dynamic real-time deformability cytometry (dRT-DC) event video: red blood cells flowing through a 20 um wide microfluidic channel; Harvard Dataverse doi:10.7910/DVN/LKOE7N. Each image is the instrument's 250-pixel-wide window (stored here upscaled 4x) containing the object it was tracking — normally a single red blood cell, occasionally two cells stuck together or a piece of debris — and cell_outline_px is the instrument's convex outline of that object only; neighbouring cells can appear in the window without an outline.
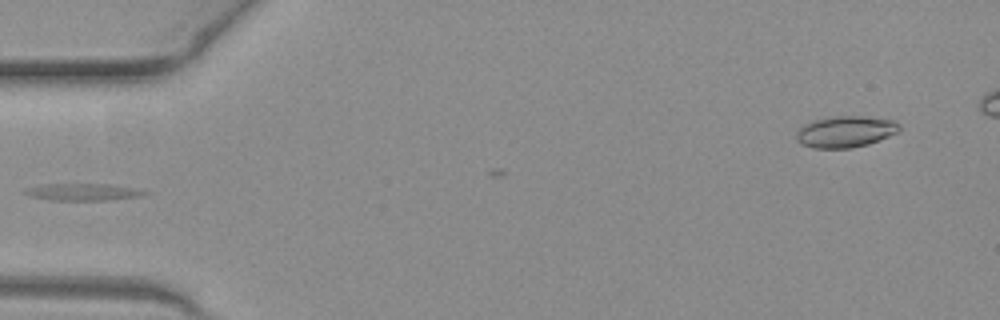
{"species": "common noctule bat (a hibernating species)", "species_latin": "Nyctalus noctula", "temperature_condition": "warm", "stored_images_in_passage": 29, "camera_frame_rate_fps": 3000, "um_per_image_px": 0.085, "animal": {"sex": "female", "body_mass_g": 19.3, "forearm_length_mm": 54.1}, "frame": {"image": 1, "passage_image": 1, "time_ms": 0.0, "image_size_px": [1000, 320], "cell_outline_px": [[152, 192], [140, 196], [108, 200], [48, 200], [28, 196], [20, 192], [24, 188], [44, 184], [108, 184], [132, 188]], "centroid_in_image_um": [6.95, 16.32], "position_along_channel_um": 78.0, "area_um2": 11.96}}
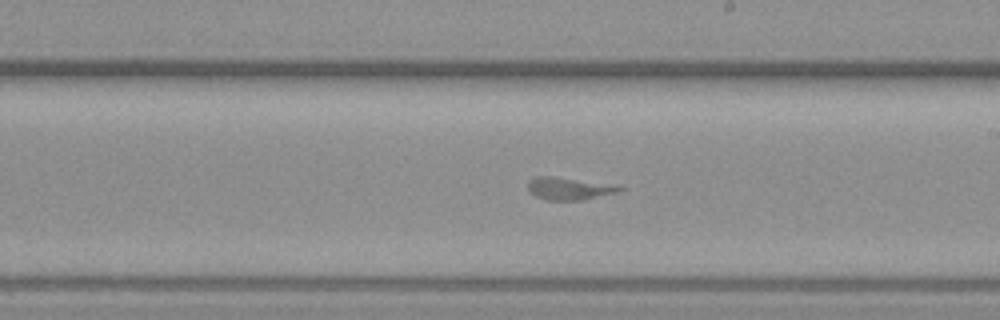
{"frame": {"image": 2, "passage_image": 13, "time_ms": 4.0, "image_size_px": [1000, 320], "cell_outline_px": [[624, 188], [620, 192], [580, 200], [548, 200], [536, 196], [528, 188], [528, 180], [536, 176], [552, 176]], "centroid_in_image_um": [48.27, 16.04], "position_along_channel_um": 240.7, "area_um2": 11.33}}
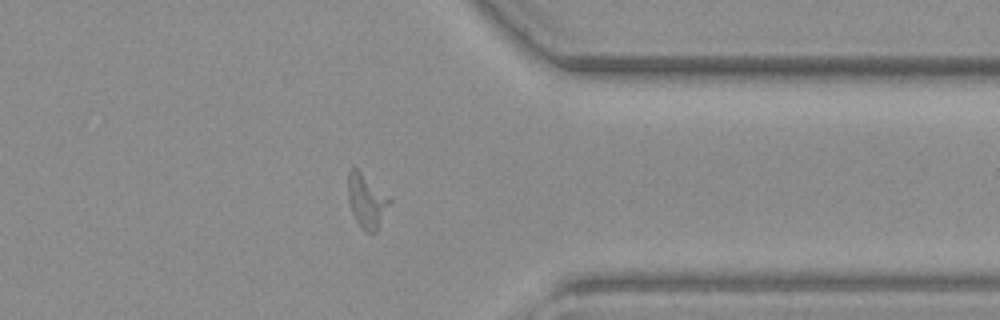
{"frame": {"image": 3, "passage_image": 24, "time_ms": 7.667, "image_size_px": [1000, 320], "cell_outline_px": [[392, 200], [376, 232], [364, 232], [360, 228], [352, 212], [348, 200], [348, 172], [352, 164]], "centroid_in_image_um": [31.14, 17.08], "position_along_channel_um": 380.3, "area_um2": 12.95}}